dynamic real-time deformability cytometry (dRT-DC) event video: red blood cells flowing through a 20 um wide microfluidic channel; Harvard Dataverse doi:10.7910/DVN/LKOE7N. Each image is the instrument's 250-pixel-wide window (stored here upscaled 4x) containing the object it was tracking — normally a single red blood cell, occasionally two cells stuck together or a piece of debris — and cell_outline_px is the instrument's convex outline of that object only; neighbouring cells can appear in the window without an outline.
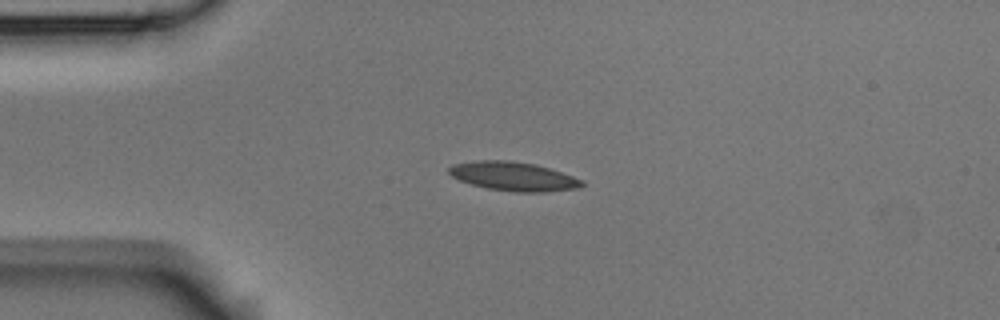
{"species": "Egyptian fruit bat (a non-hibernating species)", "species_latin": "Rousettus aegyptiacus", "temperature_condition": "room temperature", "stored_images_in_passage": 12, "camera_frame_rate_fps": 3000, "um_per_image_px": 0.085, "animal": {"sex": "male"}, "frame": {"image": 1, "passage_image": 2, "time_ms": 2.0, "image_size_px": [1000, 320], "cell_outline_px": [[584, 184], [576, 188], [544, 192], [516, 192], [488, 188], [472, 184], [460, 180], [452, 176], [448, 172], [448, 168], [452, 164], [476, 160], [508, 160], [536, 164], [584, 180]], "centroid_in_image_um": [43.62, 14.98], "position_along_channel_um": 41.4, "area_um2": 22.25}}
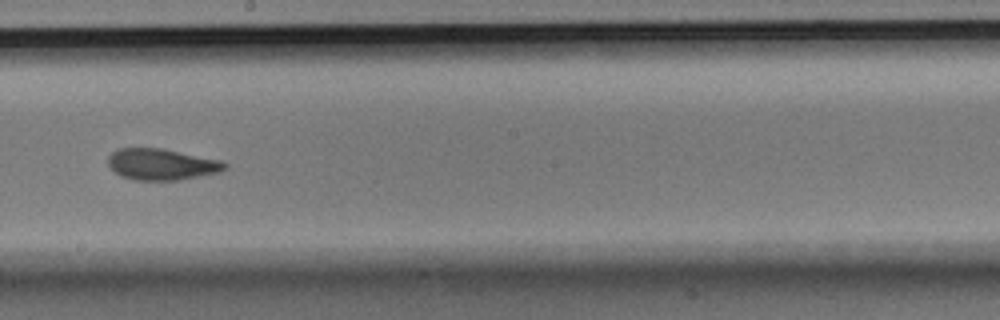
{"frame": {"image": 2, "passage_image": 7, "time_ms": 8.0, "image_size_px": [1000, 320], "cell_outline_px": [[228, 168], [220, 172], [176, 180], [136, 180], [120, 176], [108, 164], [108, 156], [116, 148], [164, 148], [220, 160], [228, 164]], "centroid_in_image_um": [13.74, 13.96], "position_along_channel_um": 234.5, "area_um2": 21.33}}
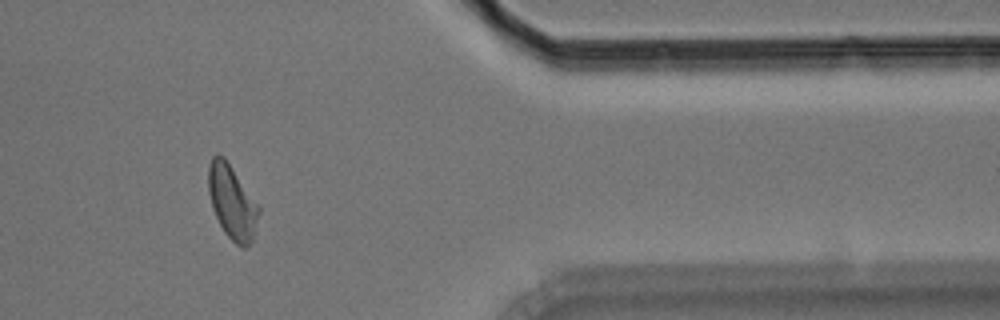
{"frame": {"image": 3, "passage_image": 11, "time_ms": 13.0, "image_size_px": [1000, 320], "cell_outline_px": [[260, 212], [252, 240], [244, 248], [236, 244], [224, 232], [212, 208], [208, 192], [208, 164], [212, 156], [224, 156], [260, 208]], "centroid_in_image_um": [19.71, 17.17], "position_along_channel_um": 391.7, "area_um2": 21.39}, "authors_computed_cell_mechanics": {"area_um2": 21.5016, "velocity_mm_per_s": 3.607, "shape_relaxation_time_tau1_ms": 6.3454, "shape_relaxation_time_tau2_ms": 1.7349, "deformation_change_tau1": 0.1446, "deformation_change_tau2": 0.0616}}